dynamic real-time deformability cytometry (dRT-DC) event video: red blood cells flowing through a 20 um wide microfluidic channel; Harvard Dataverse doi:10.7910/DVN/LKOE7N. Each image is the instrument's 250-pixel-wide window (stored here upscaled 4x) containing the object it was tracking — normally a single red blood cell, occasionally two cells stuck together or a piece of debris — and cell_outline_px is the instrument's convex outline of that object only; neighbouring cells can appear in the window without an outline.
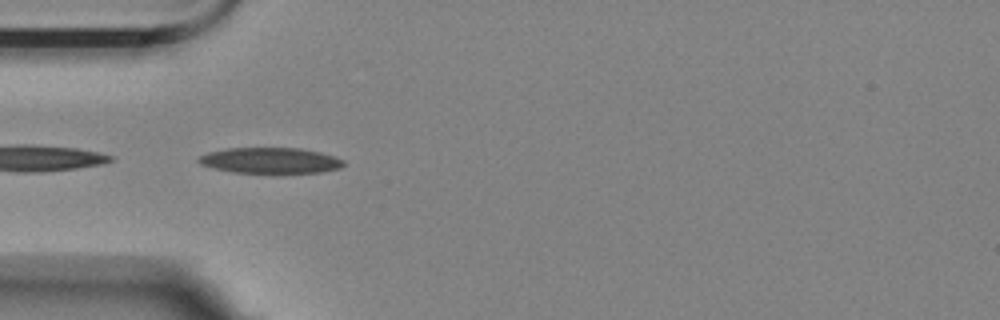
{"species": "Egyptian fruit bat (a non-hibernating species)", "species_latin": "Rousettus aegyptiacus", "temperature_condition": "room temperature", "stored_images_in_passage": 23, "camera_frame_rate_fps": 3000, "um_per_image_px": 0.085, "animal": {"sex": "female"}, "frame": {"image": 1, "passage_image": 1, "time_ms": 0.0, "image_size_px": [1000, 320], "cell_outline_px": [[344, 164], [340, 168], [320, 172], [276, 176], [232, 172], [200, 164], [196, 160], [200, 156], [208, 152], [228, 148], [300, 148], [320, 152], [344, 160]], "centroid_in_image_um": [22.99, 13.69], "position_along_channel_um": 62.0, "area_um2": 22.66}}